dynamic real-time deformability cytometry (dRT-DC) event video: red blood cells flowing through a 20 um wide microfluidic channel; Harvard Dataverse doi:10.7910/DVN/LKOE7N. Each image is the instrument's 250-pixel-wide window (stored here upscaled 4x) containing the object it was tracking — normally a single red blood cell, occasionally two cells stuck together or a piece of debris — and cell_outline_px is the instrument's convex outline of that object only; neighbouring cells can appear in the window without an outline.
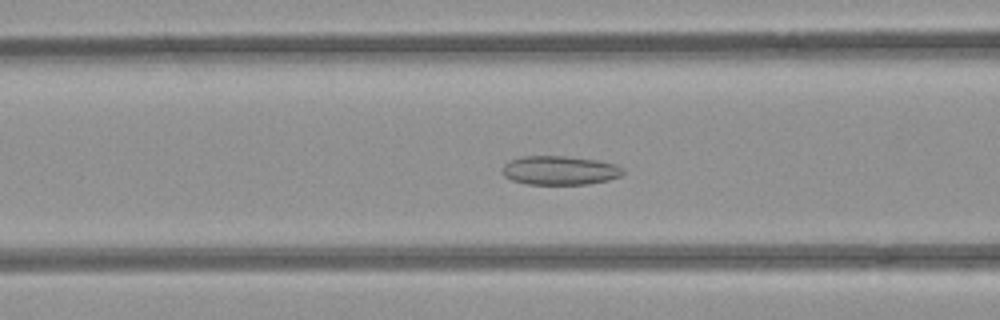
{"species": "common noctule bat (a hibernating species)", "species_latin": "Nyctalus noctula", "temperature_condition": "room temperature", "stored_images_in_passage": 52, "camera_frame_rate_fps": 3000, "um_per_image_px": 0.085, "animal": {"sex": "female", "body_mass_g": 21.9}, "frame": {"image": 1, "passage_image": 20, "time_ms": 6.333, "image_size_px": [1000, 320], "cell_outline_px": [[624, 172], [620, 176], [608, 180], [588, 184], [528, 184], [512, 180], [504, 176], [500, 172], [500, 168], [508, 160], [520, 156], [564, 156], [596, 160], [616, 164], [624, 168]], "centroid_in_image_um": [47.53, 14.47], "position_along_channel_um": 119.1, "area_um2": 20.58}}
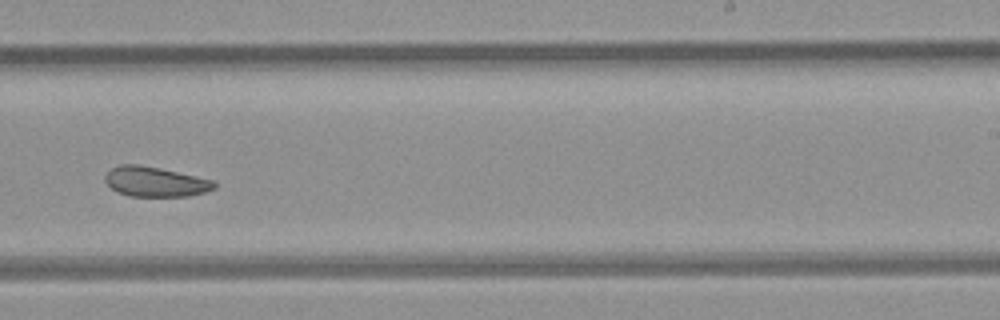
{"frame": {"image": 2, "passage_image": 32, "time_ms": 10.333, "image_size_px": [1000, 320], "cell_outline_px": [[216, 188], [204, 192], [188, 196], [128, 196], [112, 188], [104, 180], [104, 176], [112, 168], [120, 164], [140, 164], [160, 168], [212, 180], [216, 184]], "centroid_in_image_um": [13.18, 15.44], "position_along_channel_um": 275.8, "area_um2": 18.84}}
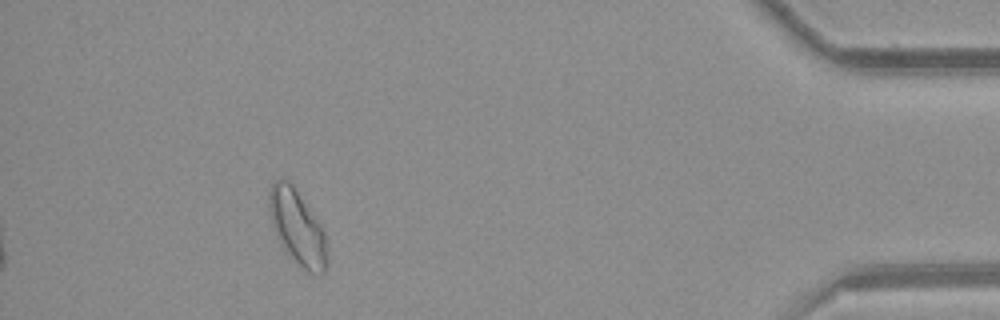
{"frame": {"image": 3, "passage_image": 47, "time_ms": 15.333, "image_size_px": [1000, 320], "cell_outline_px": [[328, 268], [324, 272], [308, 272], [292, 260], [288, 256], [280, 244], [276, 236], [268, 212], [268, 192], [272, 184], [280, 176], [288, 180], [292, 184], [324, 228], [328, 260]], "centroid_in_image_um": [25.26, 19.32], "position_along_channel_um": 409.9, "area_um2": 25.72}, "authors_computed_cell_mechanics": {"area_um2": 22.2241, "velocity_mm_per_s": 3.9218, "shape_relaxation_time_tau1_ms": null, "shape_relaxation_time_tau2_ms": 10.1883, "deformation_change_tau1": null, "deformation_change_tau2": 0.1671}}